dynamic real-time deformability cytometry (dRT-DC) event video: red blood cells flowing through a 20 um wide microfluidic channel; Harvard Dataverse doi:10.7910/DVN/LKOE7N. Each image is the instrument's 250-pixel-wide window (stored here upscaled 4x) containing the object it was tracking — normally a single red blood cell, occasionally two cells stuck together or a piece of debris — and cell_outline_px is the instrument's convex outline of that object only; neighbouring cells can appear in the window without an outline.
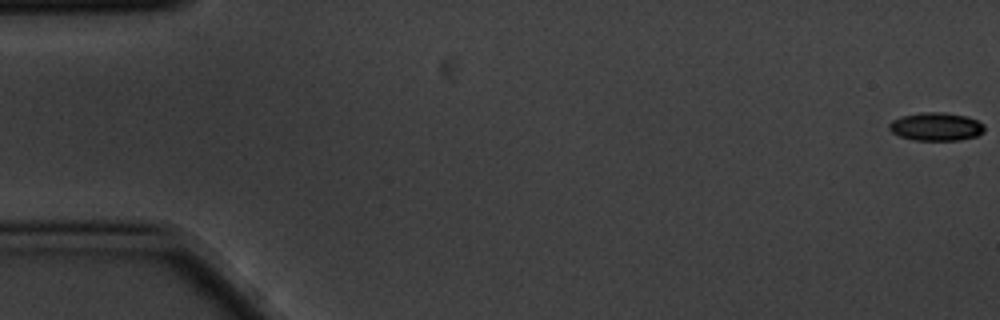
{"species": "common noctule bat (a hibernating species)", "species_latin": "Nyctalus noctula", "temperature_condition": "cold", "stored_images_in_passage": 15, "camera_frame_rate_fps": 3000, "um_per_image_px": 0.085, "animal": {"sex": "male", "body_mass_g": 20.1, "forearm_length_mm": 53.5}, "frame": {"image": 1, "passage_image": 1, "time_ms": 0.0, "image_size_px": [1000, 320], "cell_outline_px": [[984, 132], [976, 136], [960, 140], [912, 140], [900, 136], [892, 132], [888, 128], [888, 124], [892, 120], [904, 116], [920, 112], [944, 112], [964, 116], [976, 120], [984, 124]], "centroid_in_image_um": [79.56, 10.77], "position_along_channel_um": 5.4, "area_um2": 15.61}}
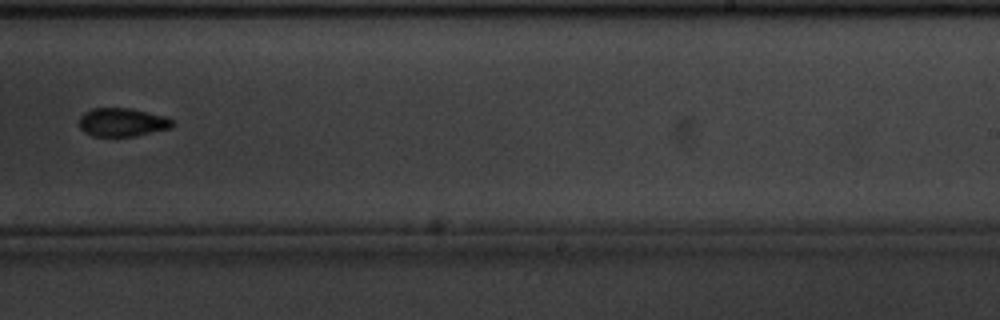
{"frame": {"image": 2, "passage_image": 9, "time_ms": 2.667, "image_size_px": [1000, 320], "cell_outline_px": [[172, 128], [136, 136], [92, 136], [84, 132], [80, 128], [80, 116], [84, 112], [92, 108], [128, 108], [164, 116], [172, 120]], "centroid_in_image_um": [10.36, 10.4], "position_along_channel_um": 278.6, "area_um2": 15.37}}
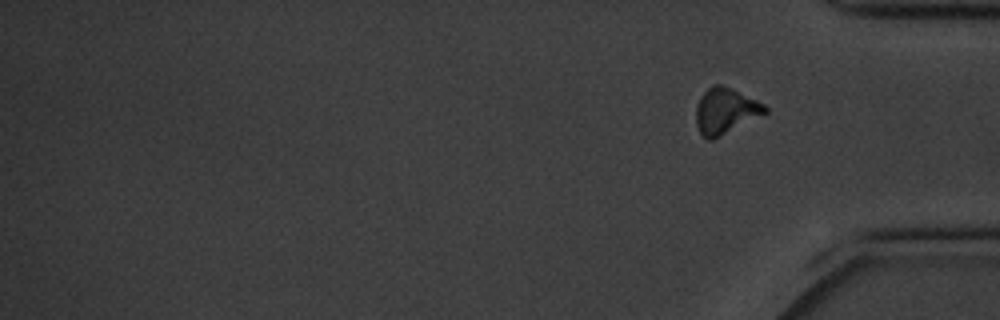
{"frame": {"image": 3, "passage_image": 15, "time_ms": 4.667, "image_size_px": [1000, 320], "cell_outline_px": [[768, 112], [712, 140], [708, 140], [700, 132], [696, 124], [696, 104], [700, 96], [712, 84], [724, 84], [764, 104], [768, 108]], "centroid_in_image_um": [61.64, 9.4], "position_along_channel_um": 373.6, "area_um2": 18.38}}